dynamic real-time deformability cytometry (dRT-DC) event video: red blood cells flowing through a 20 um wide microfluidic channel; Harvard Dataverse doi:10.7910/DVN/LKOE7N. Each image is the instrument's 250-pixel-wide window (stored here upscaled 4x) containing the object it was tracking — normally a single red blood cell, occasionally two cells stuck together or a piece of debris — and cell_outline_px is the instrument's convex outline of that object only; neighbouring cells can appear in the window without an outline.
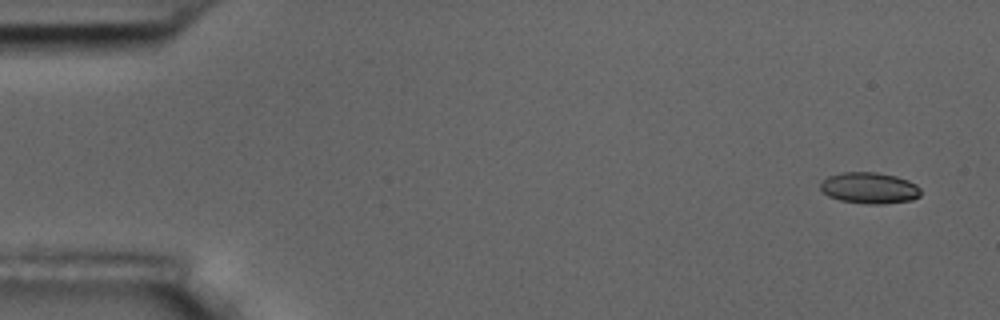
{"species": "common noctule bat (a hibernating species)", "species_latin": "Nyctalus noctula", "temperature_condition": "room temperature", "stored_images_in_passage": 5, "camera_frame_rate_fps": 3000, "um_per_image_px": 0.085, "animal": {"sex": "male", "body_mass_g": 17.5, "forearm_length_mm": 52.3}, "frame": {"image": 1, "passage_image": 1, "time_ms": 0.0, "image_size_px": [1000, 320], "cell_outline_px": [[920, 196], [912, 200], [884, 204], [868, 204], [840, 200], [828, 196], [820, 188], [820, 184], [828, 176], [840, 172], [876, 172], [896, 176], [908, 180], [916, 184], [920, 188]], "centroid_in_image_um": [73.91, 15.98], "position_along_channel_um": 11.1, "area_um2": 18.32}}
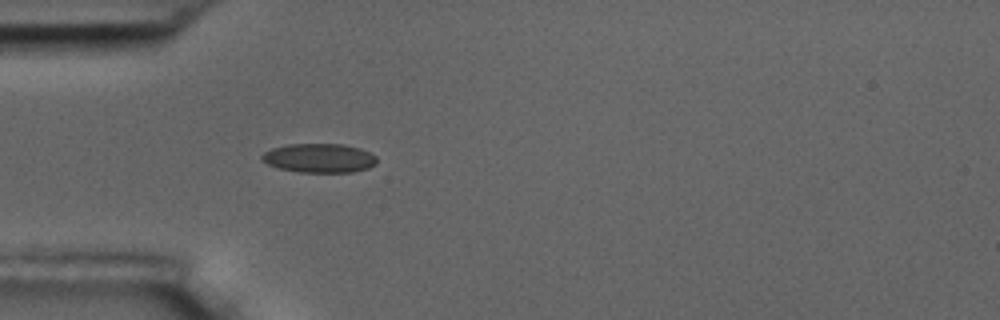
{"frame": {"image": 2, "passage_image": 5, "time_ms": 4.667, "image_size_px": [1000, 320], "cell_outline_px": [[376, 164], [368, 168], [352, 172], [300, 172], [280, 168], [268, 164], [260, 160], [260, 156], [264, 152], [272, 148], [288, 144], [344, 144], [360, 148], [376, 156]], "centroid_in_image_um": [27.12, 13.43], "position_along_channel_um": 57.9, "area_um2": 19.48}}